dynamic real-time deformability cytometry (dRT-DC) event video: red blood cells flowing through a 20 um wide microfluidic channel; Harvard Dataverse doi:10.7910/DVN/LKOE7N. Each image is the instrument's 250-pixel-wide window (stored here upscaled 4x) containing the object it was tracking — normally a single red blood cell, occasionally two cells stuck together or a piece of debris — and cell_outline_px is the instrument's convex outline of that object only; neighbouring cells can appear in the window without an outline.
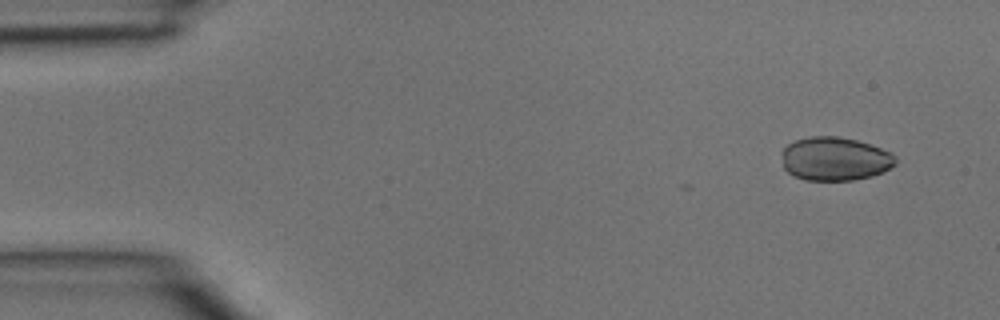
{"species": "common noctule bat (a hibernating species)", "species_latin": "Nyctalus noctula", "temperature_condition": "room temperature", "stored_images_in_passage": 4, "camera_frame_rate_fps": 3000, "um_per_image_px": 0.085, "animal": {"sex": "male", "body_mass_g": 15.6}, "frame": {"image": 1, "passage_image": 1, "time_ms": 0.0, "image_size_px": [1000, 320], "cell_outline_px": [[896, 164], [884, 172], [872, 176], [852, 180], [804, 180], [788, 172], [784, 168], [780, 152], [788, 144], [796, 140], [808, 136], [836, 136], [856, 140], [880, 148], [896, 156]], "centroid_in_image_um": [70.95, 13.5], "position_along_channel_um": 14.1, "area_um2": 28.96}}
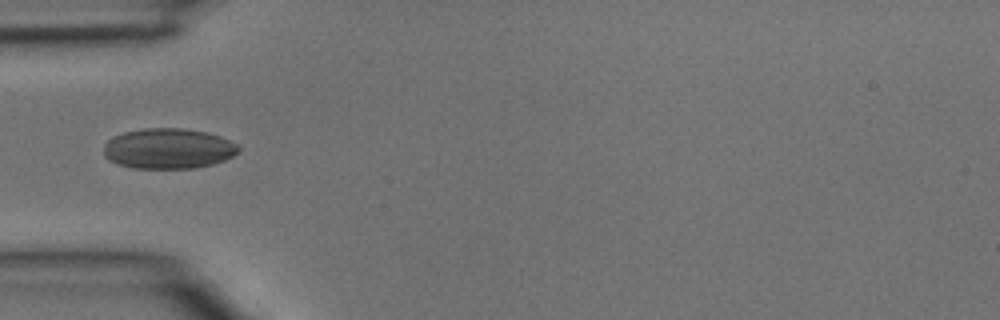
{"frame": {"image": 2, "passage_image": 3, "time_ms": 0.667, "image_size_px": [1000, 320], "cell_outline_px": [[240, 148], [232, 156], [224, 160], [212, 164], [196, 168], [132, 168], [108, 160], [104, 156], [104, 144], [112, 136], [124, 132], [144, 128], [184, 128], [208, 132], [220, 136], [236, 144]], "centroid_in_image_um": [14.28, 12.62], "position_along_channel_um": 70.7, "area_um2": 31.79}}